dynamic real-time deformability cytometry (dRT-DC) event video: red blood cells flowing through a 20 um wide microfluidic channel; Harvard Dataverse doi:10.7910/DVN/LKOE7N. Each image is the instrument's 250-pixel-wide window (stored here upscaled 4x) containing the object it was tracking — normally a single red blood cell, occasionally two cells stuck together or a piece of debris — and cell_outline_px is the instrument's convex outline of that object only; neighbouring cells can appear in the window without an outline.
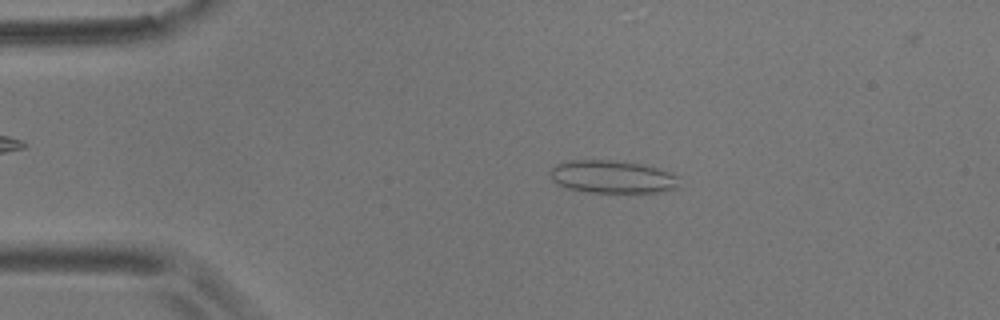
{"species": "common noctule bat (a hibernating species)", "species_latin": "Nyctalus noctula", "temperature_condition": "room temperature", "stored_images_in_passage": 52, "camera_frame_rate_fps": 3000, "um_per_image_px": 0.085, "animal": {"sex": "male", "body_mass_g": 17.9}, "frame": {"image": 1, "passage_image": 8, "time_ms": 2.333, "image_size_px": [1000, 320], "cell_outline_px": [[680, 188], [656, 192], [588, 192], [568, 188], [556, 184], [552, 180], [552, 168], [556, 164], [568, 160], [612, 160], [640, 164], [656, 168], [668, 172], [676, 176]], "centroid_in_image_um": [52.03, 15.03], "position_along_channel_um": 33.0, "area_um2": 24.39}}
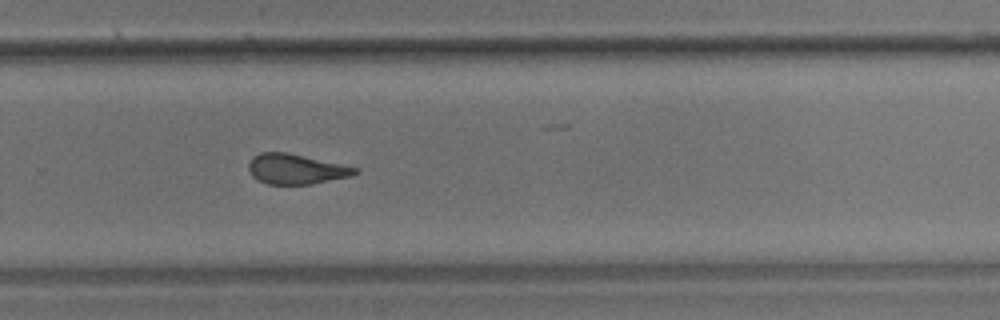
{"frame": {"image": 2, "passage_image": 34, "time_ms": 11.0, "image_size_px": [1000, 320], "cell_outline_px": [[360, 172], [348, 176], [308, 184], [268, 184], [256, 180], [252, 176], [248, 168], [248, 164], [252, 156], [260, 152], [284, 152], [360, 168]], "centroid_in_image_um": [25.1, 14.36], "position_along_channel_um": 304.7, "area_um2": 18.44}}
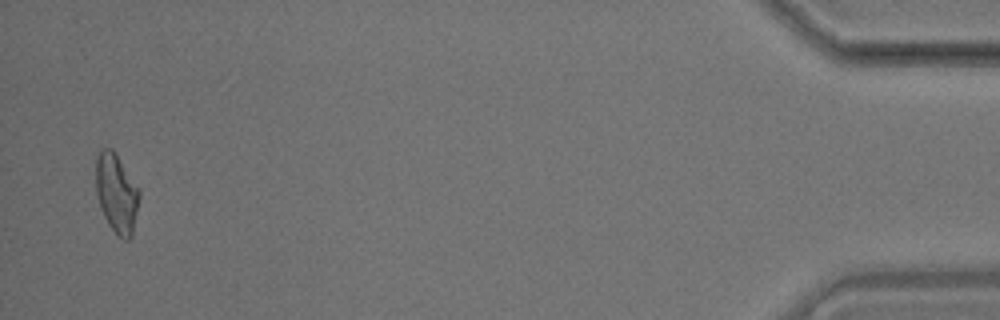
{"frame": {"image": 3, "passage_image": 51, "time_ms": 16.667, "image_size_px": [1000, 320], "cell_outline_px": [[140, 196], [132, 236], [128, 240], [124, 240], [116, 236], [108, 224], [100, 208], [96, 196], [96, 156], [104, 148], [112, 148], [140, 188]], "centroid_in_image_um": [9.91, 16.46], "position_along_channel_um": 425.3, "area_um2": 20.35}, "authors_computed_cell_mechanics": {"area_um2": 19.7098, "velocity_mm_per_s": 3.6309, "shape_relaxation_time_tau1_ms": 9.757, "shape_relaxation_time_tau2_ms": 1.7386, "deformation_change_tau1": 0.1617, "deformation_change_tau2": 0.0965}}